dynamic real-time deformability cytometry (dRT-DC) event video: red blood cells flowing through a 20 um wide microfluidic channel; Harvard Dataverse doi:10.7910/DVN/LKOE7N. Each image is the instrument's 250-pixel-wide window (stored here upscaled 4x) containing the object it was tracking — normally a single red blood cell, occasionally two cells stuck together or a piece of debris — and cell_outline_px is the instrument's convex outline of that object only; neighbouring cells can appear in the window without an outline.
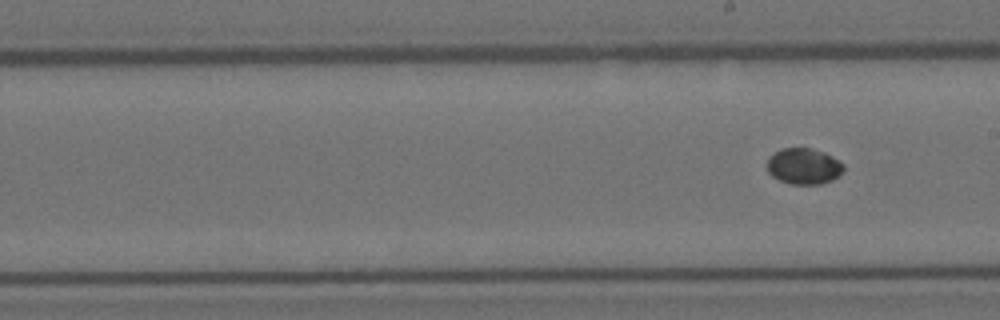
{"species": "Egyptian fruit bat (a non-hibernating species)", "species_latin": "Rousettus aegyptiacus", "temperature_condition": "room temperature", "stored_images_in_passage": 10, "segment_of_instrument_passage": [2, 2], "camera_frame_rate_fps": 3000, "um_per_image_px": 0.085, "animal": {"sex": "female"}, "frame": {"image": 1, "passage_image": 10, "time_ms": 11.667, "image_size_px": [1000, 320], "cell_outline_px": [[844, 168], [832, 180], [820, 184], [788, 184], [772, 176], [768, 172], [768, 156], [772, 152], [780, 148], [808, 148], [824, 152], [840, 160], [844, 164]], "centroid_in_image_um": [68.29, 14.12], "position_along_channel_um": 220.7, "area_um2": 16.13}}